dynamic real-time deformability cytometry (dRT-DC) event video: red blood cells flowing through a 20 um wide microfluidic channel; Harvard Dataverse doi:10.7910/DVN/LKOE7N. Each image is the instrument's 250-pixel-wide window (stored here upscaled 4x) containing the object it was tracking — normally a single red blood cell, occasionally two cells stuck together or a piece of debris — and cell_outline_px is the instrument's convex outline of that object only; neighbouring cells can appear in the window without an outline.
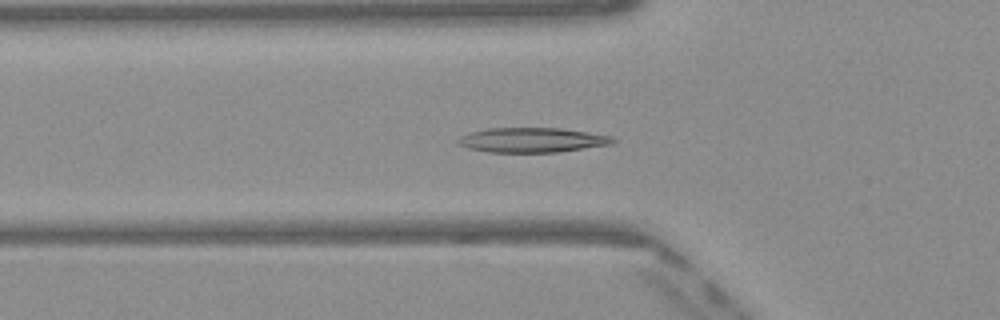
{"species": "Egyptian fruit bat (a non-hibernating species)", "species_latin": "Rousettus aegyptiacus", "temperature_condition": "warm", "stored_images_in_passage": 36, "camera_frame_rate_fps": 3000, "um_per_image_px": 0.085, "frame": {"image": 1, "passage_image": 14, "time_ms": 4.333, "image_size_px": [1000, 320], "cell_outline_px": [[616, 140], [612, 144], [560, 152], [488, 152], [468, 148], [460, 144], [456, 140], [460, 136], [472, 132], [488, 128], [560, 128], [588, 132], [612, 136]], "centroid_in_image_um": [45.25, 11.9], "position_along_channel_um": 80.5, "area_um2": 22.25}}
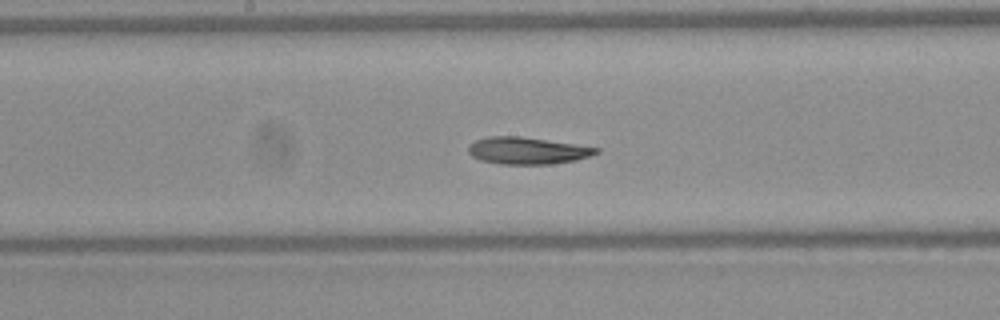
{"frame": {"image": 2, "passage_image": 23, "time_ms": 7.333, "image_size_px": [1000, 320], "cell_outline_px": [[600, 152], [576, 160], [548, 164], [500, 164], [480, 160], [472, 156], [468, 152], [468, 148], [476, 140], [488, 136], [520, 136], [600, 148]], "centroid_in_image_um": [44.81, 12.8], "position_along_channel_um": 203.4, "area_um2": 19.88}}
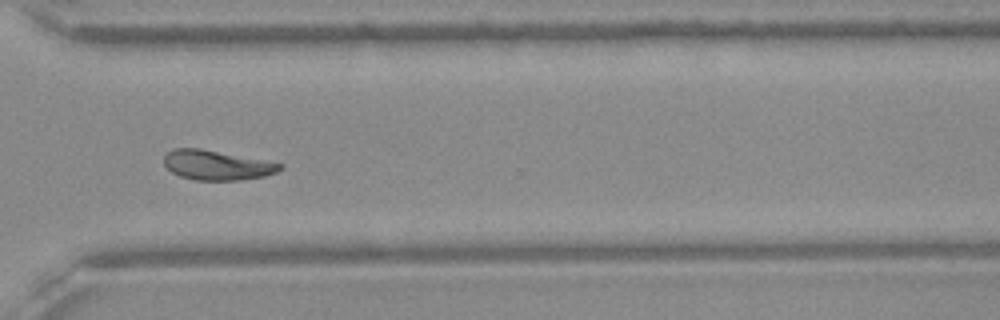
{"frame": {"image": 3, "passage_image": 34, "time_ms": 11.0, "image_size_px": [1000, 320], "cell_outline_px": [[284, 168], [276, 172], [264, 176], [240, 180], [196, 180], [180, 176], [172, 172], [164, 164], [164, 156], [172, 148], [200, 148], [284, 164]], "centroid_in_image_um": [18.42, 14.03], "position_along_channel_um": 352.2, "area_um2": 19.94}, "authors_computed_cell_mechanics": {"area_um2": 21.0103, "velocity_mm_per_s": 4.0662, "shape_relaxation_time_tau1_ms": 9.2128, "shape_relaxation_time_tau2_ms": 7.0276, "deformation_change_tau1": 0.2216, "deformation_change_tau2": 0.1369}}